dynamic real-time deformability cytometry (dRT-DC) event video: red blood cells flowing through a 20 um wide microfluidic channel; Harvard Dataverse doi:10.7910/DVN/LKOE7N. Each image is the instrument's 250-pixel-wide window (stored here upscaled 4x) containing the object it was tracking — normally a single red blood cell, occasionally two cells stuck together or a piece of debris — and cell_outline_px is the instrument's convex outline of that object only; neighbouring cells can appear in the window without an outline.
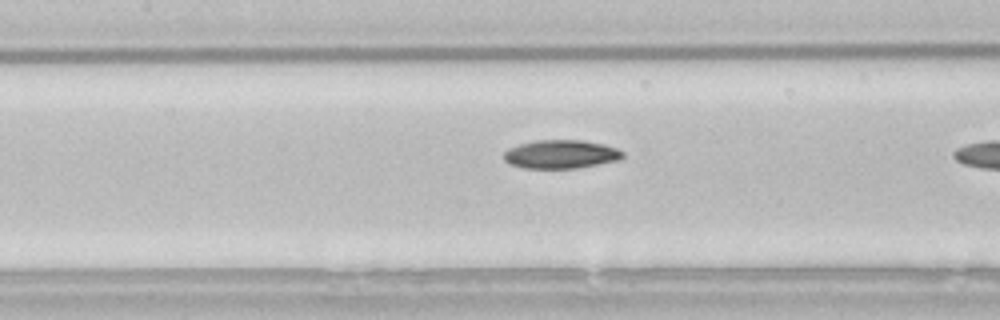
{"species": "common noctule bat (a hibernating species)", "species_latin": "Nyctalus noctula", "temperature_condition": "room temperature", "stored_images_in_passage": 37, "camera_frame_rate_fps": 3000, "um_per_image_px": 0.085, "animal": {"sex": "male", "body_mass_g": 21.5, "forearm_length_mm": 52.0}, "frame": {"image": 1, "passage_image": 20, "time_ms": 6.333, "image_size_px": [1000, 320], "cell_outline_px": [[624, 156], [620, 160], [576, 168], [524, 168], [508, 164], [504, 160], [504, 152], [508, 148], [520, 144], [536, 140], [584, 140], [604, 144], [616, 148], [624, 152]], "centroid_in_image_um": [47.68, 13.11], "position_along_channel_um": 159.7, "area_um2": 19.88}}
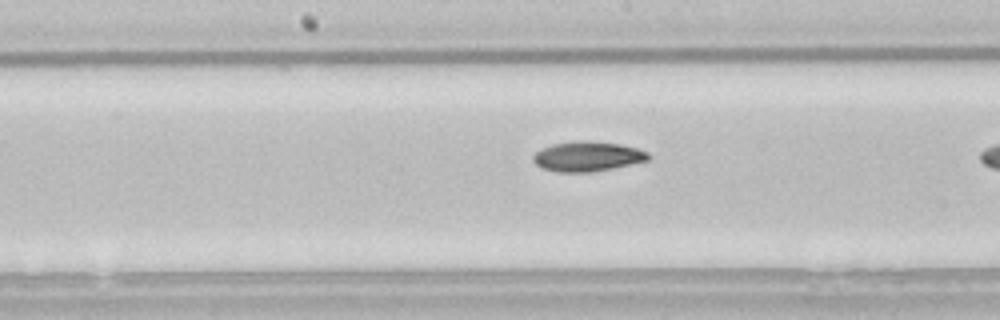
{"frame": {"image": 2, "passage_image": 23, "time_ms": 7.333, "image_size_px": [1000, 320], "cell_outline_px": [[652, 156], [648, 160], [612, 168], [592, 172], [556, 172], [540, 168], [532, 160], [532, 156], [540, 148], [552, 144], [580, 140], [588, 140], [620, 144], [636, 148], [648, 152]], "centroid_in_image_um": [49.9, 13.29], "position_along_channel_um": 198.3, "area_um2": 20.23}}